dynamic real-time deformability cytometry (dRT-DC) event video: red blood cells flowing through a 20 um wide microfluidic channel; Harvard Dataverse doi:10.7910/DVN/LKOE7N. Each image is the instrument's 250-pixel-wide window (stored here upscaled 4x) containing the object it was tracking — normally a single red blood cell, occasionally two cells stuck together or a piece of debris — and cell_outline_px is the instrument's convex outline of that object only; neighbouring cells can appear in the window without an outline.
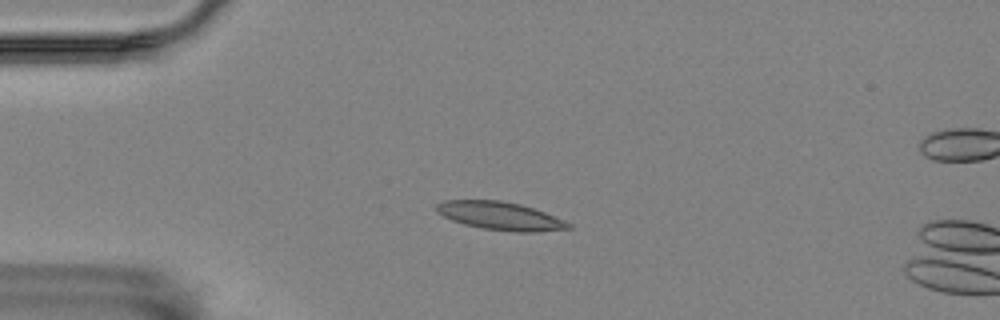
{"species": "Egyptian fruit bat (a non-hibernating species)", "species_latin": "Rousettus aegyptiacus", "temperature_condition": "room temperature", "stored_images_in_passage": 3, "camera_frame_rate_fps": 3000, "um_per_image_px": 0.085, "animal": {"sex": "female"}, "frame": {"image": 1, "passage_image": 2, "time_ms": 0.333, "image_size_px": [1000, 320], "cell_outline_px": [[572, 228], [536, 232], [512, 232], [484, 228], [464, 224], [452, 220], [436, 212], [436, 204], [444, 200], [500, 200], [520, 204], [544, 212], [564, 220], [572, 224]], "centroid_in_image_um": [42.52, 18.35], "position_along_channel_um": 42.5, "area_um2": 21.56}}